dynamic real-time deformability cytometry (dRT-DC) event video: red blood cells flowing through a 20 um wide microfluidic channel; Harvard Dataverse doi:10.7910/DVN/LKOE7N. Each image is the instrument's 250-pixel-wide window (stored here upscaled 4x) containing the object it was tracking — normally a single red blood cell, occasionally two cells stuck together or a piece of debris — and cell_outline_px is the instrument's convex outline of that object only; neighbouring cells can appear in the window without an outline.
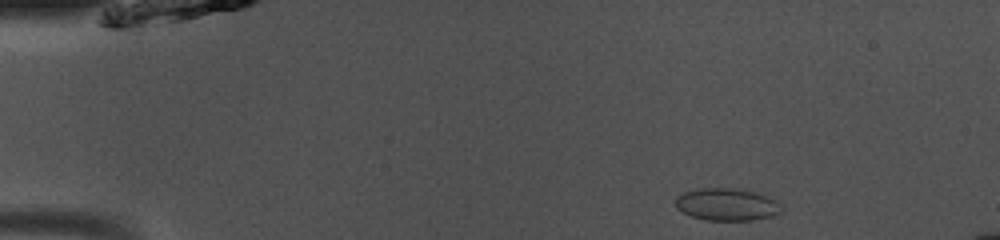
{"species": "common noctule bat (a hibernating species)", "species_latin": "Nyctalus noctula", "temperature_condition": "room temperature", "stored_images_in_passage": 43, "camera_frame_rate_fps": 3000, "um_per_image_px": 0.085, "animal": {"sex": "male", "body_mass_g": 13.0, "forearm_length_mm": 53.1}, "frame": {"image": 1, "passage_image": 1, "time_ms": 0.0, "image_size_px": [1000, 240], "cell_outline_px": [[784, 212], [776, 216], [752, 220], [704, 220], [692, 216], [676, 208], [676, 196], [684, 192], [700, 188], [736, 188], [756, 192], [768, 196], [784, 204]], "centroid_in_image_um": [61.88, 17.38], "position_along_channel_um": 23.1, "area_um2": 20.4}}
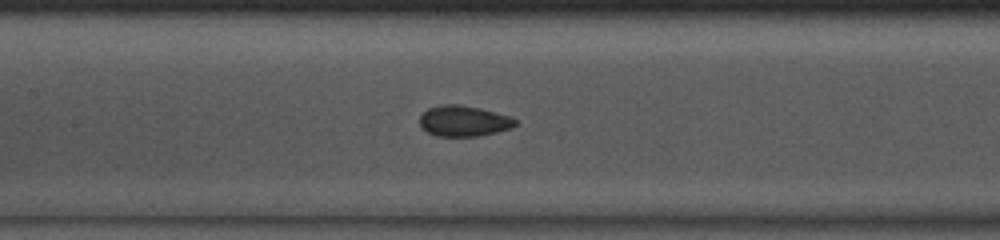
{"frame": {"image": 2, "passage_image": 17, "time_ms": 5.333, "image_size_px": [1000, 240], "cell_outline_px": [[516, 124], [512, 128], [496, 132], [476, 136], [440, 136], [428, 132], [420, 124], [420, 116], [428, 108], [440, 104], [460, 104], [480, 108], [508, 116], [516, 120]], "centroid_in_image_um": [39.41, 10.27], "position_along_channel_um": 168.0, "area_um2": 16.94}}
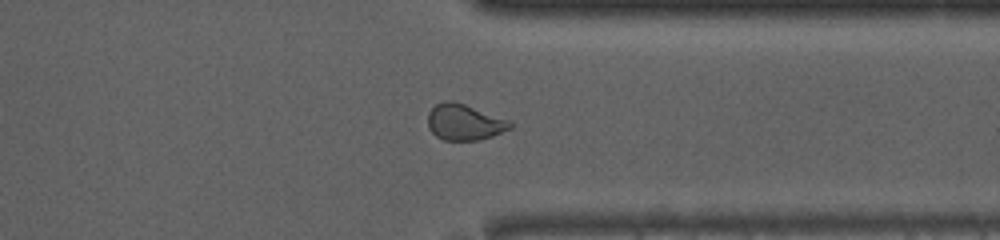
{"frame": {"image": 3, "passage_image": 32, "time_ms": 10.333, "image_size_px": [1000, 240], "cell_outline_px": [[512, 128], [492, 136], [480, 140], [444, 140], [436, 136], [428, 128], [428, 112], [436, 104], [444, 100], [452, 100], [464, 104], [508, 120], [512, 124]], "centroid_in_image_um": [39.44, 10.39], "position_along_channel_um": 372.0, "area_um2": 17.17}}